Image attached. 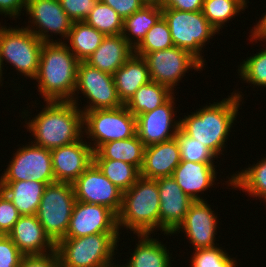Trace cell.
<instances>
[{"mask_svg":"<svg viewBox=\"0 0 266 267\" xmlns=\"http://www.w3.org/2000/svg\"><path fill=\"white\" fill-rule=\"evenodd\" d=\"M98 233H119L117 215L106 206L76 200L64 238H78Z\"/></svg>","mask_w":266,"mask_h":267,"instance_id":"cell-15","label":"cell"},{"mask_svg":"<svg viewBox=\"0 0 266 267\" xmlns=\"http://www.w3.org/2000/svg\"><path fill=\"white\" fill-rule=\"evenodd\" d=\"M215 169L214 163L181 161L172 177L193 201H205L198 193L201 194L214 185L217 173Z\"/></svg>","mask_w":266,"mask_h":267,"instance_id":"cell-22","label":"cell"},{"mask_svg":"<svg viewBox=\"0 0 266 267\" xmlns=\"http://www.w3.org/2000/svg\"><path fill=\"white\" fill-rule=\"evenodd\" d=\"M47 184L30 179L0 182V190L10 199L21 215H36Z\"/></svg>","mask_w":266,"mask_h":267,"instance_id":"cell-25","label":"cell"},{"mask_svg":"<svg viewBox=\"0 0 266 267\" xmlns=\"http://www.w3.org/2000/svg\"><path fill=\"white\" fill-rule=\"evenodd\" d=\"M228 181V186L230 184L233 188L239 187L245 193L247 191L248 195L266 201V158L233 174Z\"/></svg>","mask_w":266,"mask_h":267,"instance_id":"cell-31","label":"cell"},{"mask_svg":"<svg viewBox=\"0 0 266 267\" xmlns=\"http://www.w3.org/2000/svg\"><path fill=\"white\" fill-rule=\"evenodd\" d=\"M46 107L26 122L33 144L52 150L81 140L83 112L72 101H45Z\"/></svg>","mask_w":266,"mask_h":267,"instance_id":"cell-2","label":"cell"},{"mask_svg":"<svg viewBox=\"0 0 266 267\" xmlns=\"http://www.w3.org/2000/svg\"><path fill=\"white\" fill-rule=\"evenodd\" d=\"M174 94L168 87L150 81L142 85L124 104L134 115L147 113L164 104Z\"/></svg>","mask_w":266,"mask_h":267,"instance_id":"cell-29","label":"cell"},{"mask_svg":"<svg viewBox=\"0 0 266 267\" xmlns=\"http://www.w3.org/2000/svg\"><path fill=\"white\" fill-rule=\"evenodd\" d=\"M246 0H204L202 12L208 22L219 33L228 20L245 10ZM234 16V17H233Z\"/></svg>","mask_w":266,"mask_h":267,"instance_id":"cell-33","label":"cell"},{"mask_svg":"<svg viewBox=\"0 0 266 267\" xmlns=\"http://www.w3.org/2000/svg\"><path fill=\"white\" fill-rule=\"evenodd\" d=\"M5 235L0 233V240L4 237Z\"/></svg>","mask_w":266,"mask_h":267,"instance_id":"cell-48","label":"cell"},{"mask_svg":"<svg viewBox=\"0 0 266 267\" xmlns=\"http://www.w3.org/2000/svg\"><path fill=\"white\" fill-rule=\"evenodd\" d=\"M0 27H1V23H0ZM2 80H1V71H0V84H1Z\"/></svg>","mask_w":266,"mask_h":267,"instance_id":"cell-49","label":"cell"},{"mask_svg":"<svg viewBox=\"0 0 266 267\" xmlns=\"http://www.w3.org/2000/svg\"><path fill=\"white\" fill-rule=\"evenodd\" d=\"M23 256L7 235L0 240V267H19Z\"/></svg>","mask_w":266,"mask_h":267,"instance_id":"cell-41","label":"cell"},{"mask_svg":"<svg viewBox=\"0 0 266 267\" xmlns=\"http://www.w3.org/2000/svg\"><path fill=\"white\" fill-rule=\"evenodd\" d=\"M72 22L84 21L99 0H59Z\"/></svg>","mask_w":266,"mask_h":267,"instance_id":"cell-39","label":"cell"},{"mask_svg":"<svg viewBox=\"0 0 266 267\" xmlns=\"http://www.w3.org/2000/svg\"><path fill=\"white\" fill-rule=\"evenodd\" d=\"M251 33L252 34L249 36L251 37L250 38L251 42H253V40H256V42L257 40L266 41V13H264L263 17L259 20L257 25H255Z\"/></svg>","mask_w":266,"mask_h":267,"instance_id":"cell-46","label":"cell"},{"mask_svg":"<svg viewBox=\"0 0 266 267\" xmlns=\"http://www.w3.org/2000/svg\"><path fill=\"white\" fill-rule=\"evenodd\" d=\"M27 3L28 0H0V14L17 18L21 15V11H27Z\"/></svg>","mask_w":266,"mask_h":267,"instance_id":"cell-45","label":"cell"},{"mask_svg":"<svg viewBox=\"0 0 266 267\" xmlns=\"http://www.w3.org/2000/svg\"><path fill=\"white\" fill-rule=\"evenodd\" d=\"M75 202L71 183L54 182L46 185L36 216L55 243L66 236Z\"/></svg>","mask_w":266,"mask_h":267,"instance_id":"cell-7","label":"cell"},{"mask_svg":"<svg viewBox=\"0 0 266 267\" xmlns=\"http://www.w3.org/2000/svg\"><path fill=\"white\" fill-rule=\"evenodd\" d=\"M114 9L117 14L124 20L134 12L141 9L145 4L142 0H100Z\"/></svg>","mask_w":266,"mask_h":267,"instance_id":"cell-43","label":"cell"},{"mask_svg":"<svg viewBox=\"0 0 266 267\" xmlns=\"http://www.w3.org/2000/svg\"><path fill=\"white\" fill-rule=\"evenodd\" d=\"M93 163L120 191L130 189L140 177V171L129 163L112 159H93Z\"/></svg>","mask_w":266,"mask_h":267,"instance_id":"cell-32","label":"cell"},{"mask_svg":"<svg viewBox=\"0 0 266 267\" xmlns=\"http://www.w3.org/2000/svg\"><path fill=\"white\" fill-rule=\"evenodd\" d=\"M7 236L24 256L45 255L56 250V243L45 232L36 215H21Z\"/></svg>","mask_w":266,"mask_h":267,"instance_id":"cell-20","label":"cell"},{"mask_svg":"<svg viewBox=\"0 0 266 267\" xmlns=\"http://www.w3.org/2000/svg\"><path fill=\"white\" fill-rule=\"evenodd\" d=\"M210 206L207 201H194L183 222L172 234L185 232L195 250L217 246L214 241L218 219Z\"/></svg>","mask_w":266,"mask_h":267,"instance_id":"cell-19","label":"cell"},{"mask_svg":"<svg viewBox=\"0 0 266 267\" xmlns=\"http://www.w3.org/2000/svg\"><path fill=\"white\" fill-rule=\"evenodd\" d=\"M78 63L65 41L43 44L34 80L44 101H72L78 106L75 96Z\"/></svg>","mask_w":266,"mask_h":267,"instance_id":"cell-1","label":"cell"},{"mask_svg":"<svg viewBox=\"0 0 266 267\" xmlns=\"http://www.w3.org/2000/svg\"><path fill=\"white\" fill-rule=\"evenodd\" d=\"M84 21L105 36L119 35L123 31L124 20L114 9L100 0Z\"/></svg>","mask_w":266,"mask_h":267,"instance_id":"cell-34","label":"cell"},{"mask_svg":"<svg viewBox=\"0 0 266 267\" xmlns=\"http://www.w3.org/2000/svg\"><path fill=\"white\" fill-rule=\"evenodd\" d=\"M133 53L134 48L122 34L108 35L85 62L102 72L113 75Z\"/></svg>","mask_w":266,"mask_h":267,"instance_id":"cell-23","label":"cell"},{"mask_svg":"<svg viewBox=\"0 0 266 267\" xmlns=\"http://www.w3.org/2000/svg\"><path fill=\"white\" fill-rule=\"evenodd\" d=\"M162 16L167 21L174 46L189 51L203 65L202 47L210 37L218 33L208 22L202 11L187 12L162 8Z\"/></svg>","mask_w":266,"mask_h":267,"instance_id":"cell-9","label":"cell"},{"mask_svg":"<svg viewBox=\"0 0 266 267\" xmlns=\"http://www.w3.org/2000/svg\"><path fill=\"white\" fill-rule=\"evenodd\" d=\"M12 157V161H9L7 169L0 177V182L29 179L48 184L55 182L50 150L30 143L17 149Z\"/></svg>","mask_w":266,"mask_h":267,"instance_id":"cell-11","label":"cell"},{"mask_svg":"<svg viewBox=\"0 0 266 267\" xmlns=\"http://www.w3.org/2000/svg\"><path fill=\"white\" fill-rule=\"evenodd\" d=\"M150 234H137V247L131 253L127 264L119 267H171L169 250L159 240L149 238Z\"/></svg>","mask_w":266,"mask_h":267,"instance_id":"cell-26","label":"cell"},{"mask_svg":"<svg viewBox=\"0 0 266 267\" xmlns=\"http://www.w3.org/2000/svg\"><path fill=\"white\" fill-rule=\"evenodd\" d=\"M50 152L55 182L73 184L93 164L94 151L83 139Z\"/></svg>","mask_w":266,"mask_h":267,"instance_id":"cell-18","label":"cell"},{"mask_svg":"<svg viewBox=\"0 0 266 267\" xmlns=\"http://www.w3.org/2000/svg\"><path fill=\"white\" fill-rule=\"evenodd\" d=\"M83 129L86 138L91 137L95 152L101 145L115 140L128 139L136 135V116L127 107L98 109L83 112Z\"/></svg>","mask_w":266,"mask_h":267,"instance_id":"cell-8","label":"cell"},{"mask_svg":"<svg viewBox=\"0 0 266 267\" xmlns=\"http://www.w3.org/2000/svg\"><path fill=\"white\" fill-rule=\"evenodd\" d=\"M18 28V29H17ZM44 42L26 28L0 27V71L6 63L26 77L35 79L39 69L40 53Z\"/></svg>","mask_w":266,"mask_h":267,"instance_id":"cell-6","label":"cell"},{"mask_svg":"<svg viewBox=\"0 0 266 267\" xmlns=\"http://www.w3.org/2000/svg\"><path fill=\"white\" fill-rule=\"evenodd\" d=\"M145 146L137 134L128 139L115 140L101 145L93 159L119 160L134 165L139 171L143 164Z\"/></svg>","mask_w":266,"mask_h":267,"instance_id":"cell-27","label":"cell"},{"mask_svg":"<svg viewBox=\"0 0 266 267\" xmlns=\"http://www.w3.org/2000/svg\"><path fill=\"white\" fill-rule=\"evenodd\" d=\"M159 195V229L163 234H172L183 222L194 202L179 187L172 176L156 179Z\"/></svg>","mask_w":266,"mask_h":267,"instance_id":"cell-17","label":"cell"},{"mask_svg":"<svg viewBox=\"0 0 266 267\" xmlns=\"http://www.w3.org/2000/svg\"><path fill=\"white\" fill-rule=\"evenodd\" d=\"M77 90L89 99V104L81 110L82 112L124 106L114 84L113 75L102 72L85 61L78 63L75 92L79 95Z\"/></svg>","mask_w":266,"mask_h":267,"instance_id":"cell-12","label":"cell"},{"mask_svg":"<svg viewBox=\"0 0 266 267\" xmlns=\"http://www.w3.org/2000/svg\"><path fill=\"white\" fill-rule=\"evenodd\" d=\"M120 233H98L62 238L56 243L60 267H115L113 260Z\"/></svg>","mask_w":266,"mask_h":267,"instance_id":"cell-5","label":"cell"},{"mask_svg":"<svg viewBox=\"0 0 266 267\" xmlns=\"http://www.w3.org/2000/svg\"><path fill=\"white\" fill-rule=\"evenodd\" d=\"M104 37L103 33L85 21L72 22L67 46L79 61H85L100 46Z\"/></svg>","mask_w":266,"mask_h":267,"instance_id":"cell-30","label":"cell"},{"mask_svg":"<svg viewBox=\"0 0 266 267\" xmlns=\"http://www.w3.org/2000/svg\"><path fill=\"white\" fill-rule=\"evenodd\" d=\"M248 57L238 68L239 78L254 86L266 87V48Z\"/></svg>","mask_w":266,"mask_h":267,"instance_id":"cell-37","label":"cell"},{"mask_svg":"<svg viewBox=\"0 0 266 267\" xmlns=\"http://www.w3.org/2000/svg\"><path fill=\"white\" fill-rule=\"evenodd\" d=\"M173 96L154 110L136 116V134L145 147L176 137L180 121L174 119Z\"/></svg>","mask_w":266,"mask_h":267,"instance_id":"cell-16","label":"cell"},{"mask_svg":"<svg viewBox=\"0 0 266 267\" xmlns=\"http://www.w3.org/2000/svg\"><path fill=\"white\" fill-rule=\"evenodd\" d=\"M161 17V7L144 5L141 9L124 19L122 36L135 49L145 38L148 30Z\"/></svg>","mask_w":266,"mask_h":267,"instance_id":"cell-28","label":"cell"},{"mask_svg":"<svg viewBox=\"0 0 266 267\" xmlns=\"http://www.w3.org/2000/svg\"><path fill=\"white\" fill-rule=\"evenodd\" d=\"M175 138L179 145L181 161H192L197 163L215 162L214 160L217 156L209 149V147L184 134L180 129Z\"/></svg>","mask_w":266,"mask_h":267,"instance_id":"cell-36","label":"cell"},{"mask_svg":"<svg viewBox=\"0 0 266 267\" xmlns=\"http://www.w3.org/2000/svg\"><path fill=\"white\" fill-rule=\"evenodd\" d=\"M77 201L108 207L116 215L122 207L123 192L93 163L72 184Z\"/></svg>","mask_w":266,"mask_h":267,"instance_id":"cell-13","label":"cell"},{"mask_svg":"<svg viewBox=\"0 0 266 267\" xmlns=\"http://www.w3.org/2000/svg\"><path fill=\"white\" fill-rule=\"evenodd\" d=\"M191 258V267H236V260L221 247L196 249Z\"/></svg>","mask_w":266,"mask_h":267,"instance_id":"cell-38","label":"cell"},{"mask_svg":"<svg viewBox=\"0 0 266 267\" xmlns=\"http://www.w3.org/2000/svg\"><path fill=\"white\" fill-rule=\"evenodd\" d=\"M180 162V149L176 138L147 146L140 176L154 180L172 176Z\"/></svg>","mask_w":266,"mask_h":267,"instance_id":"cell-21","label":"cell"},{"mask_svg":"<svg viewBox=\"0 0 266 267\" xmlns=\"http://www.w3.org/2000/svg\"><path fill=\"white\" fill-rule=\"evenodd\" d=\"M26 14L30 15L29 18L32 21V25H28L26 29L44 43L60 42L50 40L49 31L56 35L60 34L65 40L68 38L72 21L61 7L59 0H28Z\"/></svg>","mask_w":266,"mask_h":267,"instance_id":"cell-14","label":"cell"},{"mask_svg":"<svg viewBox=\"0 0 266 267\" xmlns=\"http://www.w3.org/2000/svg\"><path fill=\"white\" fill-rule=\"evenodd\" d=\"M160 195L156 180L139 177L123 192L122 207L117 215V227L134 234H152L159 229Z\"/></svg>","mask_w":266,"mask_h":267,"instance_id":"cell-4","label":"cell"},{"mask_svg":"<svg viewBox=\"0 0 266 267\" xmlns=\"http://www.w3.org/2000/svg\"><path fill=\"white\" fill-rule=\"evenodd\" d=\"M19 267H60L57 251L45 255L23 256Z\"/></svg>","mask_w":266,"mask_h":267,"instance_id":"cell-42","label":"cell"},{"mask_svg":"<svg viewBox=\"0 0 266 267\" xmlns=\"http://www.w3.org/2000/svg\"><path fill=\"white\" fill-rule=\"evenodd\" d=\"M204 0H163L162 8L187 12L202 11Z\"/></svg>","mask_w":266,"mask_h":267,"instance_id":"cell-44","label":"cell"},{"mask_svg":"<svg viewBox=\"0 0 266 267\" xmlns=\"http://www.w3.org/2000/svg\"><path fill=\"white\" fill-rule=\"evenodd\" d=\"M162 1L163 0H142V2L145 5H155V6H159L162 8Z\"/></svg>","mask_w":266,"mask_h":267,"instance_id":"cell-47","label":"cell"},{"mask_svg":"<svg viewBox=\"0 0 266 267\" xmlns=\"http://www.w3.org/2000/svg\"><path fill=\"white\" fill-rule=\"evenodd\" d=\"M20 216L17 208L0 190V233L8 235Z\"/></svg>","mask_w":266,"mask_h":267,"instance_id":"cell-40","label":"cell"},{"mask_svg":"<svg viewBox=\"0 0 266 267\" xmlns=\"http://www.w3.org/2000/svg\"><path fill=\"white\" fill-rule=\"evenodd\" d=\"M135 54L145 59L151 81L168 87L172 92L189 69L200 71L204 67L189 51L176 46Z\"/></svg>","mask_w":266,"mask_h":267,"instance_id":"cell-10","label":"cell"},{"mask_svg":"<svg viewBox=\"0 0 266 267\" xmlns=\"http://www.w3.org/2000/svg\"><path fill=\"white\" fill-rule=\"evenodd\" d=\"M171 33L163 16L147 32L145 38L134 49V53H150L173 47Z\"/></svg>","mask_w":266,"mask_h":267,"instance_id":"cell-35","label":"cell"},{"mask_svg":"<svg viewBox=\"0 0 266 267\" xmlns=\"http://www.w3.org/2000/svg\"><path fill=\"white\" fill-rule=\"evenodd\" d=\"M113 79L124 104L142 85L151 81L145 59L135 53L113 74Z\"/></svg>","mask_w":266,"mask_h":267,"instance_id":"cell-24","label":"cell"},{"mask_svg":"<svg viewBox=\"0 0 266 267\" xmlns=\"http://www.w3.org/2000/svg\"><path fill=\"white\" fill-rule=\"evenodd\" d=\"M240 94L233 92L229 98L221 102L209 103V106L206 104L202 109L185 116L179 120V129L209 147L218 158L226 146L230 129L239 113L238 108L243 98Z\"/></svg>","mask_w":266,"mask_h":267,"instance_id":"cell-3","label":"cell"}]
</instances>
